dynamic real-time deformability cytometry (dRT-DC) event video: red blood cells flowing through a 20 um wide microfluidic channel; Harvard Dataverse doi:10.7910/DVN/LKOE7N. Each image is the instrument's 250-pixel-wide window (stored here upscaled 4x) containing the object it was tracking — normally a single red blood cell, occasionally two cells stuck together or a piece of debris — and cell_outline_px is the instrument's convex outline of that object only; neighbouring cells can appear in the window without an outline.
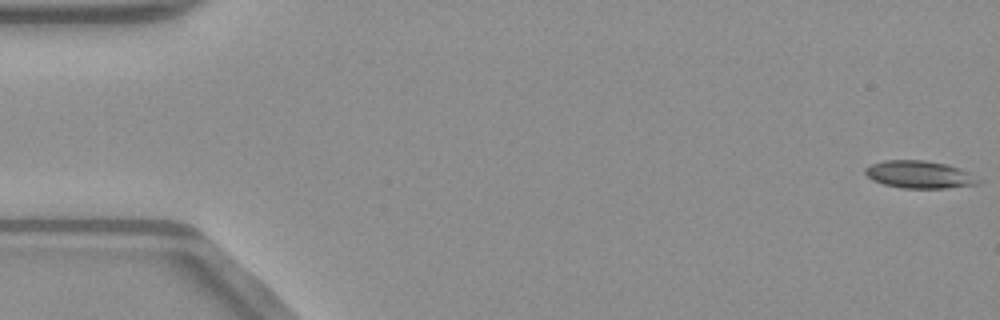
{"species": "common noctule bat (a hibernating species)", "species_latin": "Nyctalus noctula", "temperature_condition": "warm", "stored_images_in_passage": 52, "camera_frame_rate_fps": 3000, "um_per_image_px": 0.085, "animal": {"sex": "male", "body_mass_g": 23.1, "forearm_length_mm": 52.7}, "frame": {"image": 1, "passage_image": 1, "time_ms": 0.0, "image_size_px": [1000, 320], "cell_outline_px": [[984, 180], [980, 184], [948, 188], [900, 188], [884, 184], [872, 180], [864, 172], [864, 168], [872, 164], [884, 160], [924, 160], [948, 164], [960, 168]], "centroid_in_image_um": [78.2, 14.84], "position_along_channel_um": 6.8, "area_um2": 18.38}}
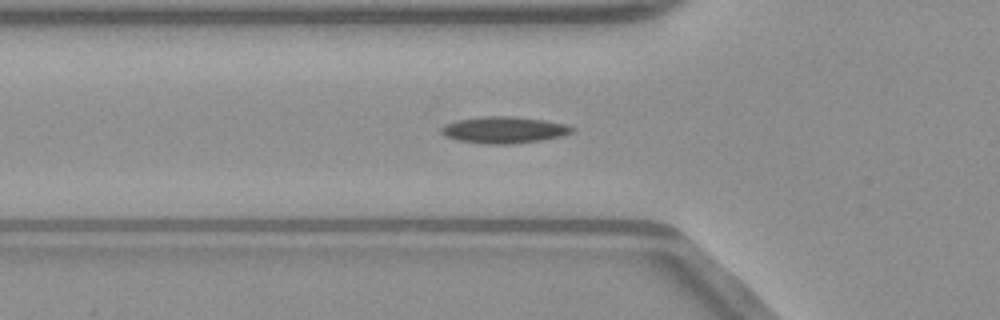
{"frame": {"image": 2, "passage_image": 18, "time_ms": 5.667, "image_size_px": [1000, 320], "cell_outline_px": [[576, 128], [572, 132], [560, 136], [540, 140], [512, 144], [488, 144], [456, 140], [444, 136], [440, 132], [440, 128], [448, 124], [460, 120], [484, 116], [512, 116], [544, 120], [564, 124]], "centroid_in_image_um": [42.83, 11.05], "position_along_channel_um": 83.0, "area_um2": 20.06}}
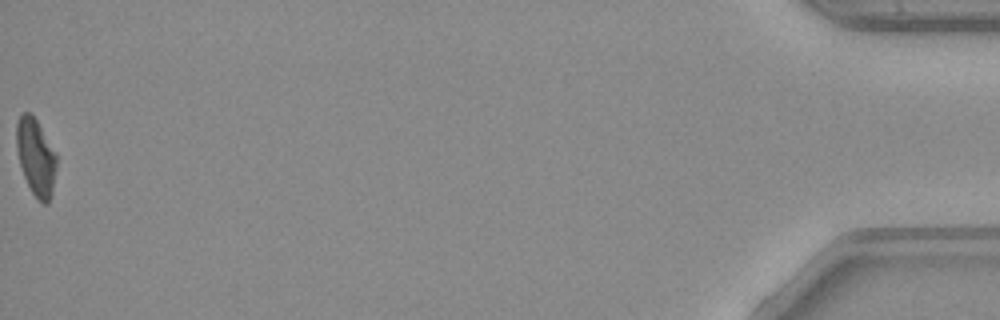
{"frame": {"image": 3, "passage_image": 52, "time_ms": 17.0, "image_size_px": [1000, 320], "cell_outline_px": [[56, 168], [52, 192], [48, 204], [44, 204], [32, 192], [24, 176], [20, 164], [16, 148], [16, 120], [24, 112], [32, 112], [56, 152]], "centroid_in_image_um": [3.04, 13.3], "position_along_channel_um": 432.2, "area_um2": 17.98}, "authors_computed_cell_mechanics": {"area_um2": 18.6116, "velocity_mm_per_s": 4.0311, "shape_relaxation_time_tau1_ms": null, "shape_relaxation_time_tau2_ms": 5.9883, "deformation_change_tau1": null, "deformation_change_tau2": 0.1493}}